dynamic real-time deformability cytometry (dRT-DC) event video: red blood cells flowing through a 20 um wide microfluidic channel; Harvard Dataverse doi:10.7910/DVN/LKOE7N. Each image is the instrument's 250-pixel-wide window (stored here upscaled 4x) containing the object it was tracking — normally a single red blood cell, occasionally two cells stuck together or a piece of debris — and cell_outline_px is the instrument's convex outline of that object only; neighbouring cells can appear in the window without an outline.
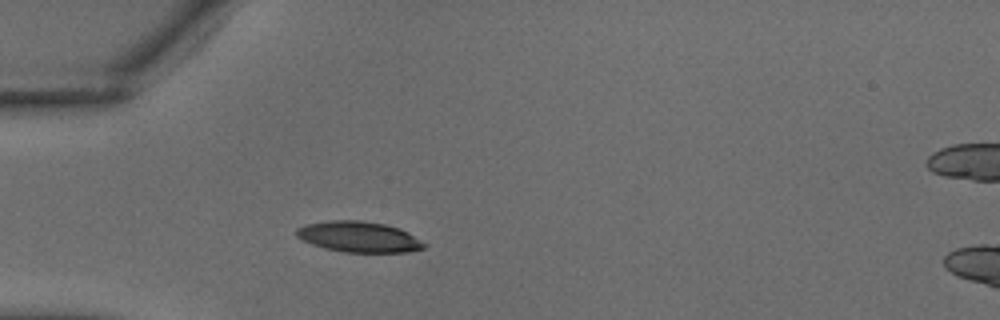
{"species": "common noctule bat (a hibernating species)", "species_latin": "Nyctalus noctula", "temperature_condition": "warm", "stored_images_in_passage": 4, "camera_frame_rate_fps": 3000, "um_per_image_px": 0.085, "animal": {"sex": "male", "body_mass_g": 18.8}, "frame": {"image": 1, "passage_image": 1, "time_ms": 0.0, "image_size_px": [1000, 320], "cell_outline_px": [[428, 244], [424, 248], [408, 252], [344, 252], [324, 248], [312, 244], [296, 236], [296, 228], [304, 224], [328, 220], [360, 220], [384, 224], [400, 228], [408, 232]], "centroid_in_image_um": [30.51, 20.12], "position_along_channel_um": 54.5, "area_um2": 23.0}}